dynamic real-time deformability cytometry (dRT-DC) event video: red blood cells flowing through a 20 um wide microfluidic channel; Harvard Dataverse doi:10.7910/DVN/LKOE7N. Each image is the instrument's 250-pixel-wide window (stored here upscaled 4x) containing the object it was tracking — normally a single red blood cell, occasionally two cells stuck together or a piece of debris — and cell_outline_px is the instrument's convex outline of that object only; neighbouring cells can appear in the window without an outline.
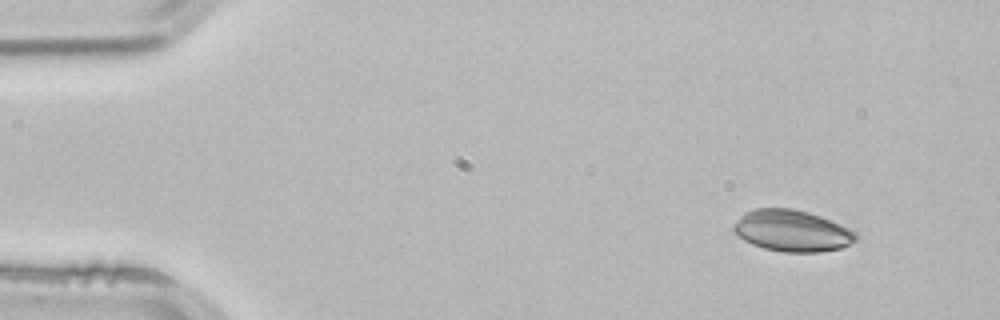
{"species": "common noctule bat (a hibernating species)", "species_latin": "Nyctalus noctula", "temperature_condition": "room temperature", "stored_images_in_passage": 3, "camera_frame_rate_fps": 3000, "um_per_image_px": 0.085, "animal": {"sex": "male", "body_mass_g": 21.5, "forearm_length_mm": 52.0}, "frame": {"image": 1, "passage_image": 1, "time_ms": 0.0, "image_size_px": [1000, 320], "cell_outline_px": [[860, 236], [856, 240], [840, 248], [820, 252], [784, 252], [764, 248], [752, 244], [744, 240], [732, 228], [732, 224], [744, 212], [756, 208], [792, 208], [808, 212], [820, 216], [840, 224], [856, 232]], "centroid_in_image_um": [67.32, 19.61], "position_along_channel_um": 17.7, "area_um2": 29.54}}
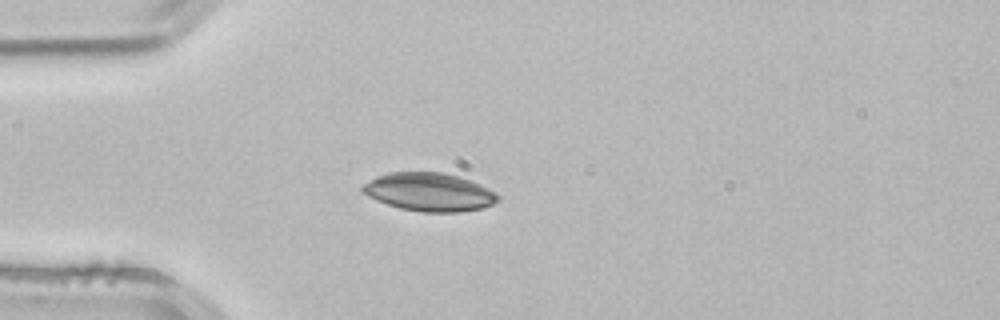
{"frame": {"image": 2, "passage_image": 3, "time_ms": 0.667, "image_size_px": [1000, 320], "cell_outline_px": [[500, 196], [492, 204], [484, 208], [460, 212], [424, 212], [400, 208], [376, 200], [360, 192], [360, 184], [376, 176], [388, 172], [444, 172], [480, 184], [496, 192]], "centroid_in_image_um": [36.43, 16.32], "position_along_channel_um": 48.6, "area_um2": 30.35}}